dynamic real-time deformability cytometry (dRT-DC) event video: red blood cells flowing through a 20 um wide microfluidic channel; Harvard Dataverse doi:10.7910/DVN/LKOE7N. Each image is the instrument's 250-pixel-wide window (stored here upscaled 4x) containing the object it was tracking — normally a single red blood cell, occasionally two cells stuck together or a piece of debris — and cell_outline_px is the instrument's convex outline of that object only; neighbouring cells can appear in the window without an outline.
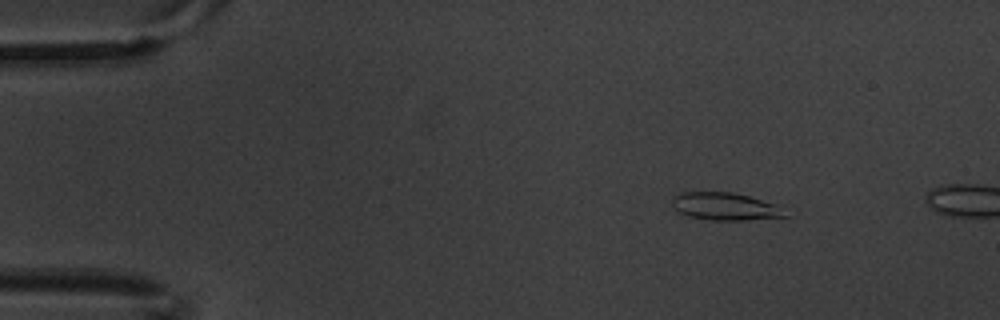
{"species": "common noctule bat (a hibernating species)", "species_latin": "Nyctalus noctula", "temperature_condition": "warm", "stored_images_in_passage": 4, "camera_frame_rate_fps": 3000, "um_per_image_px": 0.085, "animal": {"sex": "male", "body_mass_g": 20.1, "forearm_length_mm": 53.5}, "frame": {"image": 1, "passage_image": 2, "time_ms": 0.333, "image_size_px": [1000, 320], "cell_outline_px": [[788, 216], [748, 220], [708, 220], [688, 216], [680, 212], [672, 204], [672, 196], [680, 192], [732, 192], [780, 204]], "centroid_in_image_um": [61.67, 17.54], "position_along_channel_um": 23.3, "area_um2": 18.32}}